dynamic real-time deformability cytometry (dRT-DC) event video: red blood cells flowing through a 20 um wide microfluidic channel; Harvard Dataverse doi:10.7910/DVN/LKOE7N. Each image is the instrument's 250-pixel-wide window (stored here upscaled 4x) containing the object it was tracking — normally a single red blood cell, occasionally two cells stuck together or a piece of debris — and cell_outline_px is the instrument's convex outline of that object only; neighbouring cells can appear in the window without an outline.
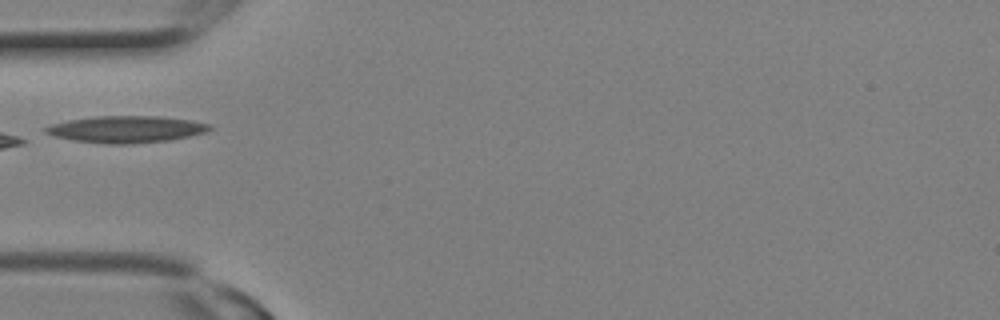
{"species": "Egyptian fruit bat (a non-hibernating species)", "species_latin": "Rousettus aegyptiacus", "temperature_condition": "room temperature", "stored_images_in_passage": 18, "camera_frame_rate_fps": 3000, "um_per_image_px": 0.085, "animal": {"sex": "female"}, "frame": {"image": 1, "passage_image": 1, "time_ms": 0.0, "image_size_px": [1000, 320], "cell_outline_px": [[212, 128], [208, 132], [168, 140], [132, 144], [108, 144], [72, 140], [52, 136], [44, 132], [44, 128], [52, 124], [68, 120], [92, 116], [160, 116], [192, 120], [212, 124]], "centroid_in_image_um": [10.73, 10.98], "position_along_channel_um": 74.3, "area_um2": 25.84}}
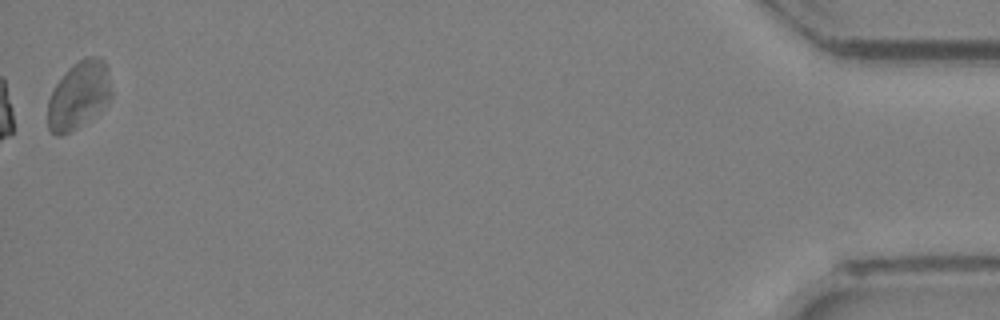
{"frame": {"image": 2, "passage_image": 18, "time_ms": 5.667, "image_size_px": [1000, 320], "cell_outline_px": [[112, 96], [108, 100], [76, 128], [60, 136], [56, 136], [48, 128], [48, 100], [56, 84], [68, 68], [72, 64], [88, 56], [100, 56], [104, 60], [108, 68], [112, 92]], "centroid_in_image_um": [6.69, 8.04], "position_along_channel_um": 428.5, "area_um2": 24.57}}